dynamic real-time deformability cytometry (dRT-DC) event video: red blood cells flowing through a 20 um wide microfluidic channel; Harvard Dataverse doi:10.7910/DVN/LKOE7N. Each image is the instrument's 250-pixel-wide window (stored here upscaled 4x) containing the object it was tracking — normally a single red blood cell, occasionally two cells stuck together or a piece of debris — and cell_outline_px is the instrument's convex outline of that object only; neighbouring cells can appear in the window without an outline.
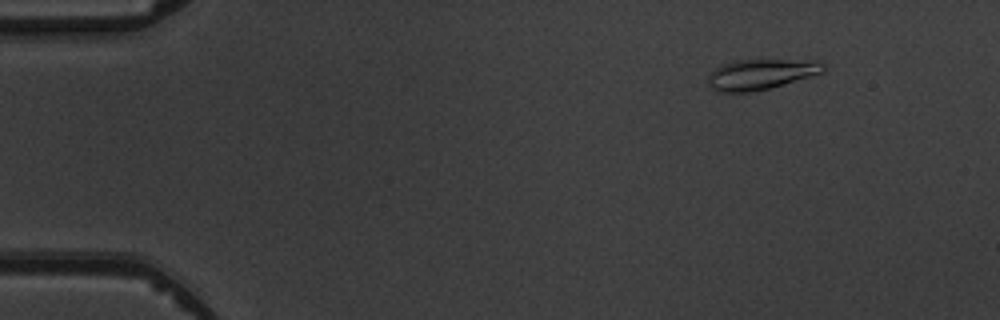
{"species": "common noctule bat (a hibernating species)", "species_latin": "Nyctalus noctula", "temperature_condition": "warm", "stored_images_in_passage": 5, "camera_frame_rate_fps": 3000, "um_per_image_px": 0.085, "animal": {"sex": "male", "body_mass_g": 19.5, "forearm_length_mm": 54.6}, "frame": {"image": 1, "passage_image": 2, "time_ms": 1.0, "image_size_px": [1000, 320], "cell_outline_px": [[828, 68], [824, 72], [768, 88], [748, 92], [720, 92], [712, 88], [708, 84], [708, 72], [724, 64], [740, 60], [816, 60], [828, 64]], "centroid_in_image_um": [64.71, 6.3], "position_along_channel_um": 20.3, "area_um2": 20.35}}